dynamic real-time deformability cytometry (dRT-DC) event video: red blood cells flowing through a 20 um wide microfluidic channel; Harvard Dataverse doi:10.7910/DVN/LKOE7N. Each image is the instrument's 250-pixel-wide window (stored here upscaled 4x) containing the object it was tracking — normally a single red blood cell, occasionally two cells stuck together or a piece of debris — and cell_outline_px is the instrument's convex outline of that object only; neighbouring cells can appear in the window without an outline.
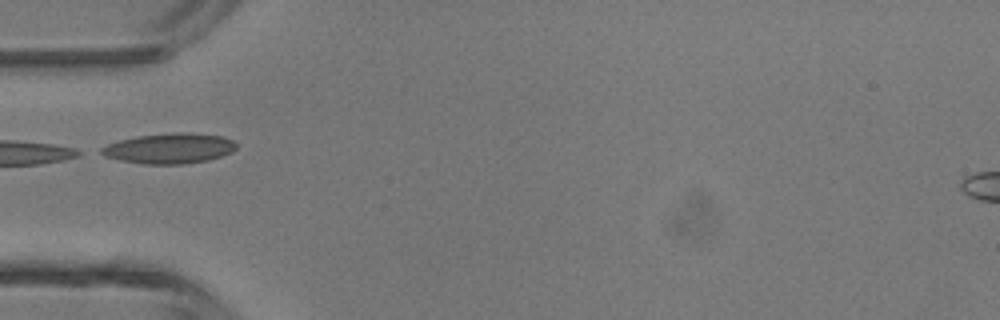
{"species": "common noctule bat (a hibernating species)", "species_latin": "Nyctalus noctula", "temperature_condition": "room temperature", "stored_images_in_passage": 7, "camera_frame_rate_fps": 3000, "um_per_image_px": 0.085, "animal": {"sex": "male", "body_mass_g": 13.3}, "frame": {"image": 1, "passage_image": 6, "time_ms": 6.0, "image_size_px": [1000, 320], "cell_outline_px": [[236, 148], [232, 152], [208, 160], [184, 164], [144, 164], [120, 160], [104, 156], [96, 152], [100, 148], [108, 144], [120, 140], [136, 136], [176, 132], [188, 132], [224, 136], [232, 140], [236, 144]], "centroid_in_image_um": [14.38, 12.61], "position_along_channel_um": 70.6, "area_um2": 23.99}}
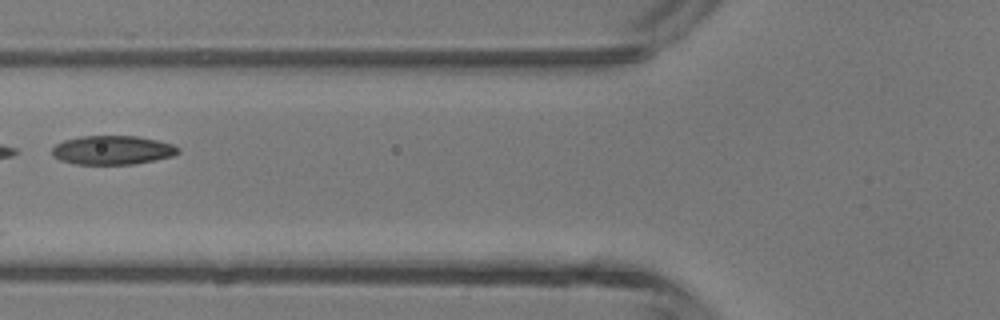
{"frame": {"image": 2, "passage_image": 7, "time_ms": 7.0, "image_size_px": [1000, 320], "cell_outline_px": [[180, 152], [172, 156], [132, 164], [76, 164], [60, 160], [52, 156], [52, 148], [56, 144], [64, 140], [80, 136], [136, 136], [156, 140], [172, 144], [180, 148]], "centroid_in_image_um": [9.53, 12.75], "position_along_channel_um": 116.3, "area_um2": 21.15}}